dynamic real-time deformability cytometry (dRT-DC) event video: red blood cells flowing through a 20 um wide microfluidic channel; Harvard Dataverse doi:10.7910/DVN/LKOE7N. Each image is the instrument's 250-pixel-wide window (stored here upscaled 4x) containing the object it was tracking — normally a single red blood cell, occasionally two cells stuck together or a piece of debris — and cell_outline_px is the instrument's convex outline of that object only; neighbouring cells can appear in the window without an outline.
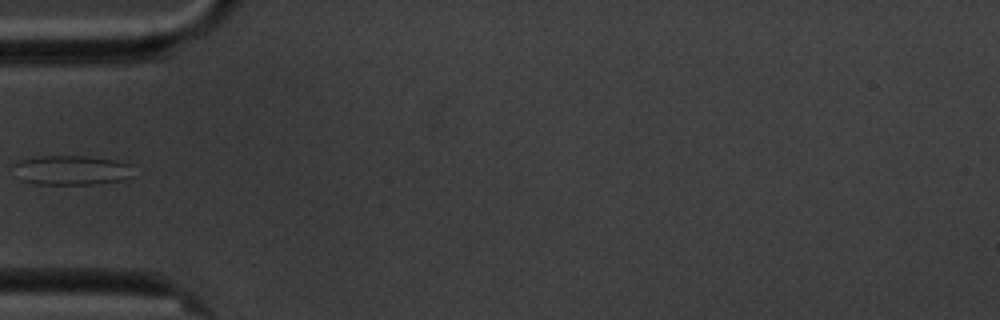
{"species": "common noctule bat (a hibernating species)", "species_latin": "Nyctalus noctula", "temperature_condition": "cold", "stored_images_in_passage": 7, "camera_frame_rate_fps": 3000, "um_per_image_px": 0.085, "animal": {"sex": "male", "body_mass_g": 20.1, "forearm_length_mm": 53.5}, "frame": {"image": 1, "passage_image": 1, "time_ms": 0.0, "image_size_px": [1000, 320], "cell_outline_px": [[132, 176], [124, 180], [96, 184], [36, 184], [20, 180], [12, 164], [20, 160], [32, 156], [84, 156], [116, 160], [132, 164]], "centroid_in_image_um": [6.08, 14.46], "position_along_channel_um": 78.9, "area_um2": 20.92}}
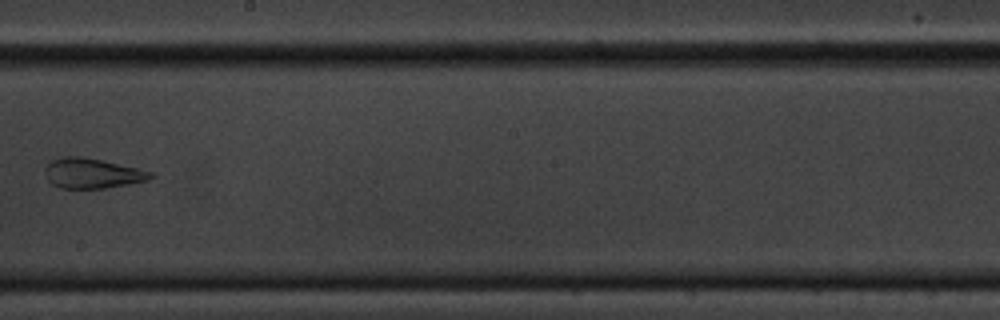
{"frame": {"image": 2, "passage_image": 5, "time_ms": 4.667, "image_size_px": [1000, 320], "cell_outline_px": [[156, 176], [148, 180], [128, 184], [104, 188], [60, 188], [52, 184], [48, 180], [48, 164], [52, 160], [60, 156], [80, 156], [100, 160], [136, 168], [152, 172]], "centroid_in_image_um": [7.87, 14.73], "position_along_channel_um": 240.3, "area_um2": 18.09}}
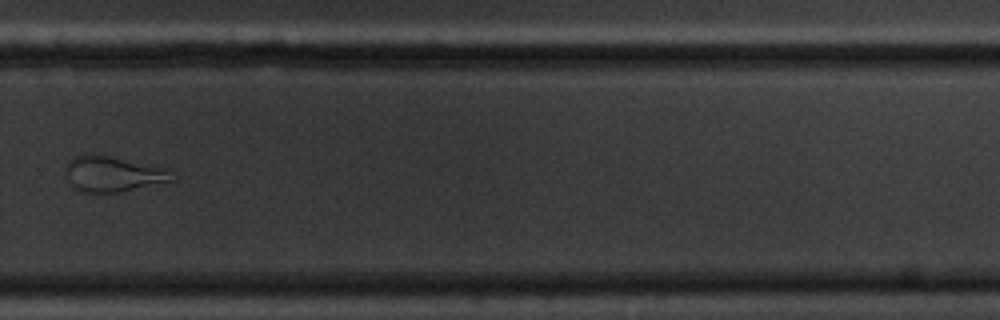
{"frame": {"image": 3, "passage_image": 7, "time_ms": 7.0, "image_size_px": [1000, 320], "cell_outline_px": [[176, 180], [120, 192], [80, 192], [72, 184], [64, 172], [64, 168], [68, 160], [72, 156], [92, 152], [112, 156], [160, 168]], "centroid_in_image_um": [9.46, 14.77], "position_along_channel_um": 320.3, "area_um2": 21.79}}